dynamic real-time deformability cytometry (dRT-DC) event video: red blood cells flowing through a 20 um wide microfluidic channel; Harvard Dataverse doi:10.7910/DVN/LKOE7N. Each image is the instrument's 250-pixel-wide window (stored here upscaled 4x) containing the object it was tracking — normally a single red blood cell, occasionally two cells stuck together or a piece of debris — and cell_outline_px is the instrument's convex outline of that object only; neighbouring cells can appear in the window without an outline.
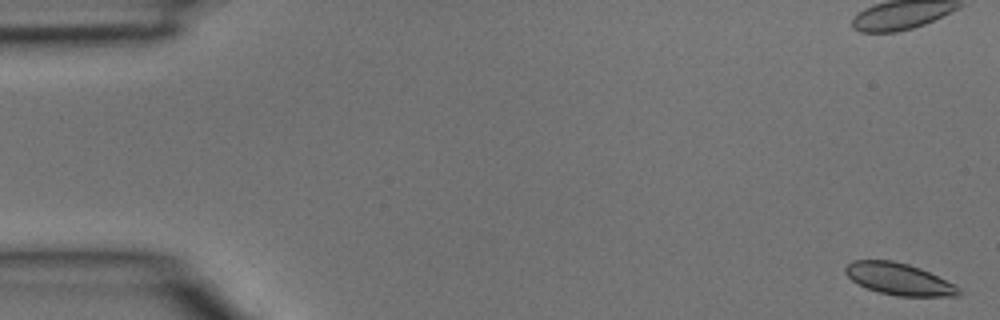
{"species": "common noctule bat (a hibernating species)", "species_latin": "Nyctalus noctula", "temperature_condition": "room temperature", "stored_images_in_passage": 41, "camera_frame_rate_fps": 3000, "um_per_image_px": 0.085, "animal": {"sex": "male", "body_mass_g": 15.6}, "frame": {"image": 1, "passage_image": 1, "time_ms": 0.0, "image_size_px": [1000, 320], "cell_outline_px": [[960, 292], [956, 296], [896, 296], [880, 292], [868, 288], [852, 280], [844, 272], [844, 268], [852, 260], [892, 260], [908, 264], [920, 268], [956, 284], [960, 288]], "centroid_in_image_um": [76.42, 23.71], "position_along_channel_um": 8.6, "area_um2": 20.92}}